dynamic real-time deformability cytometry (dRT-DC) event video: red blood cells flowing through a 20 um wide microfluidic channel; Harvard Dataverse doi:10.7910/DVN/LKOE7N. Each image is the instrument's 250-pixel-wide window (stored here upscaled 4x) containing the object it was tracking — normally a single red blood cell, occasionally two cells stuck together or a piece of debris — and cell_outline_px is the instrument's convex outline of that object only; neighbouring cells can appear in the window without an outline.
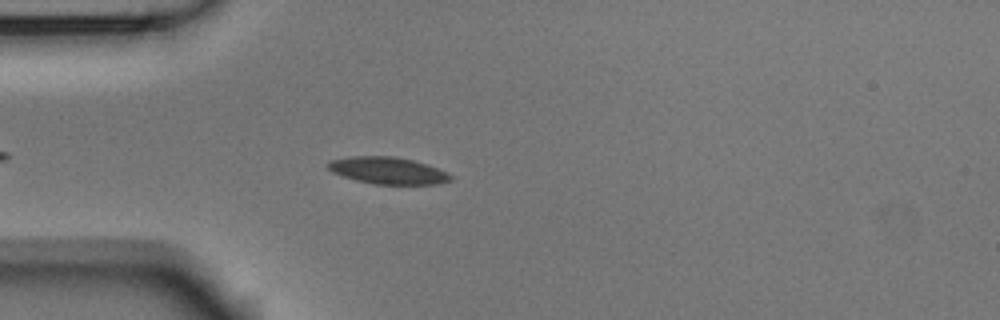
{"species": "Egyptian fruit bat (a non-hibernating species)", "species_latin": "Rousettus aegyptiacus", "temperature_condition": "room temperature", "stored_images_in_passage": 31, "camera_frame_rate_fps": 3000, "um_per_image_px": 0.085, "animal": {"sex": "male"}, "frame": {"image": 1, "passage_image": 5, "time_ms": 1.333, "image_size_px": [1000, 320], "cell_outline_px": [[452, 180], [440, 184], [372, 184], [356, 180], [332, 172], [328, 168], [328, 160], [352, 156], [396, 156], [428, 164], [448, 172], [452, 176]], "centroid_in_image_um": [32.99, 14.49], "position_along_channel_um": 52.0, "area_um2": 19.36}}
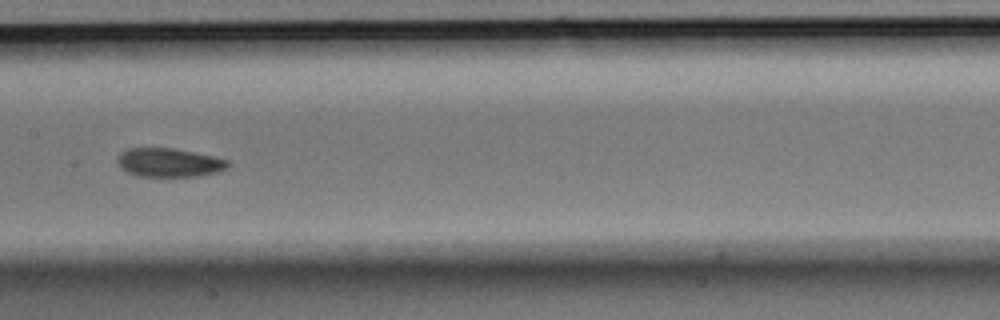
{"frame": {"image": 2, "passage_image": 17, "time_ms": 5.333, "image_size_px": [1000, 320], "cell_outline_px": [[228, 164], [220, 172], [196, 176], [140, 176], [128, 172], [120, 168], [116, 160], [120, 152], [124, 148], [176, 148], [212, 156], [228, 160]], "centroid_in_image_um": [14.32, 13.8], "position_along_channel_um": 193.1, "area_um2": 18.5}}
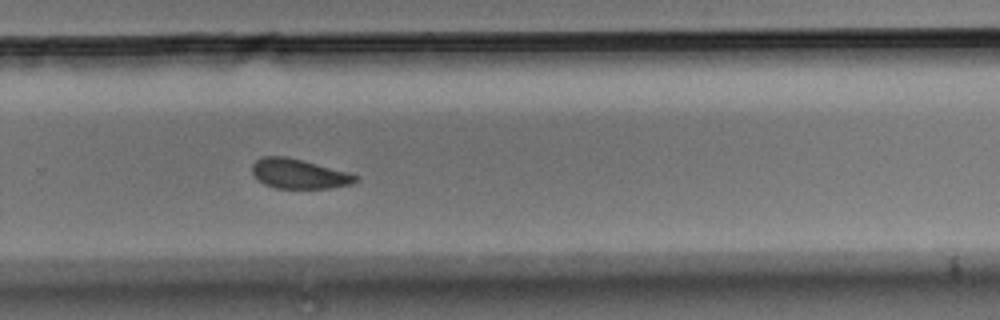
{"frame": {"image": 3, "passage_image": 26, "time_ms": 8.333, "image_size_px": [1000, 320], "cell_outline_px": [[356, 180], [352, 184], [332, 188], [276, 188], [264, 184], [252, 172], [252, 164], [256, 160], [264, 156], [284, 156], [348, 172], [356, 176]], "centroid_in_image_um": [25.39, 14.78], "position_along_channel_um": 304.4, "area_um2": 17.51}, "authors_computed_cell_mechanics": {"area_um2": 19.074, "velocity_mm_per_s": 3.7213, "shape_relaxation_time_tau1_ms": 2.8809, "shape_relaxation_time_tau2_ms": null, "deformation_change_tau1": 0.0869, "deformation_change_tau2": null}}